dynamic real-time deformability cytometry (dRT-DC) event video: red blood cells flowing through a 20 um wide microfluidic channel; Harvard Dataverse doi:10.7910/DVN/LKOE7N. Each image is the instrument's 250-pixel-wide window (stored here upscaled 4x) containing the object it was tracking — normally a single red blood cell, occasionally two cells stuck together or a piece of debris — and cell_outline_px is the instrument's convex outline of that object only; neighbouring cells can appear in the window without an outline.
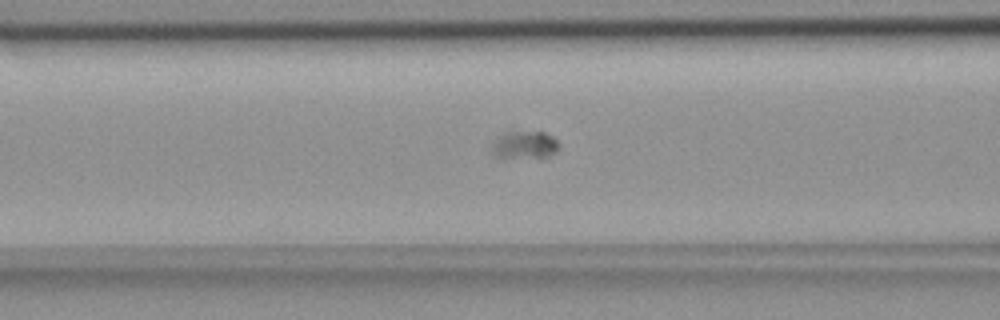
{"species": "common noctule bat (a hibernating species)", "species_latin": "Nyctalus noctula", "temperature_condition": "room temperature", "stored_images_in_passage": 59, "segment_of_instrument_passage": [1, 2], "camera_frame_rate_fps": 3000, "um_per_image_px": 0.085, "animal": {"sex": "female", "body_mass_g": 18.4}, "frame": {"image": 1, "passage_image": 24, "time_ms": 7.667, "image_size_px": [1000, 320], "cell_outline_px": [[560, 148], [556, 152], [548, 156], [496, 156], [492, 152], [492, 144], [504, 132], [544, 132], [552, 136], [560, 144]], "centroid_in_image_um": [44.64, 12.29], "position_along_channel_um": 122.0, "area_um2": 10.35}}
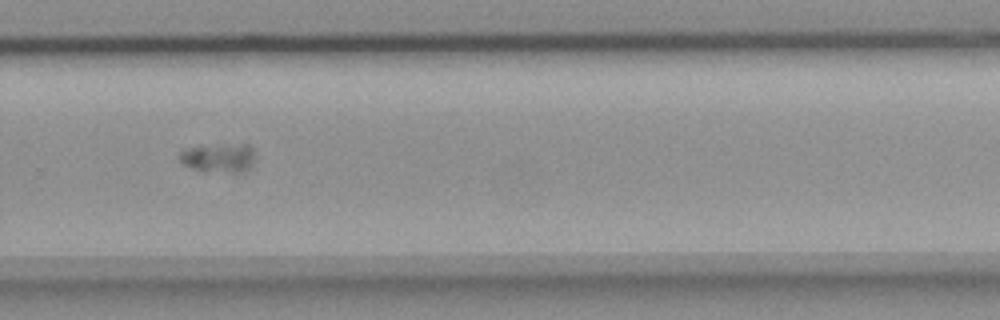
{"frame": {"image": 2, "passage_image": 40, "time_ms": 13.0, "image_size_px": [1000, 320], "cell_outline_px": [[256, 160], [244, 172], [200, 172], [184, 164], [180, 160], [180, 152], [192, 148], [240, 144], [248, 144], [256, 152]], "centroid_in_image_um": [18.68, 13.46], "position_along_channel_um": 311.1, "area_um2": 12.66}}
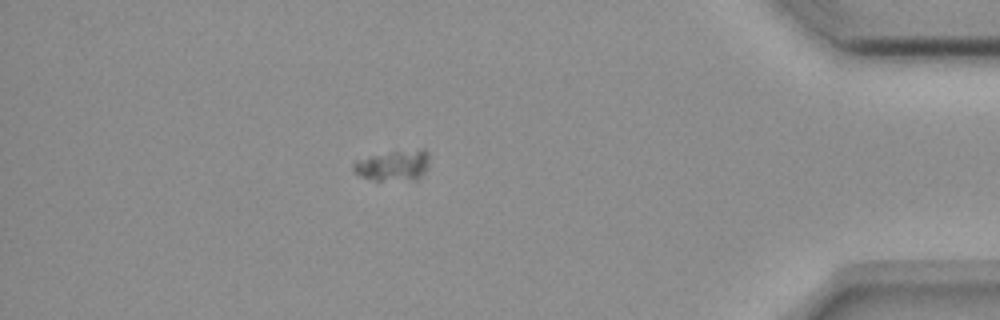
{"frame": {"image": 3, "passage_image": 51, "time_ms": 16.667, "image_size_px": [1000, 320], "cell_outline_px": [[428, 164], [424, 172], [416, 180], [376, 180], [360, 176], [352, 172], [352, 164], [356, 160], [372, 156], [420, 148], [424, 148], [428, 152]], "centroid_in_image_um": [33.43, 14.07], "position_along_channel_um": 401.8, "area_um2": 13.41}}